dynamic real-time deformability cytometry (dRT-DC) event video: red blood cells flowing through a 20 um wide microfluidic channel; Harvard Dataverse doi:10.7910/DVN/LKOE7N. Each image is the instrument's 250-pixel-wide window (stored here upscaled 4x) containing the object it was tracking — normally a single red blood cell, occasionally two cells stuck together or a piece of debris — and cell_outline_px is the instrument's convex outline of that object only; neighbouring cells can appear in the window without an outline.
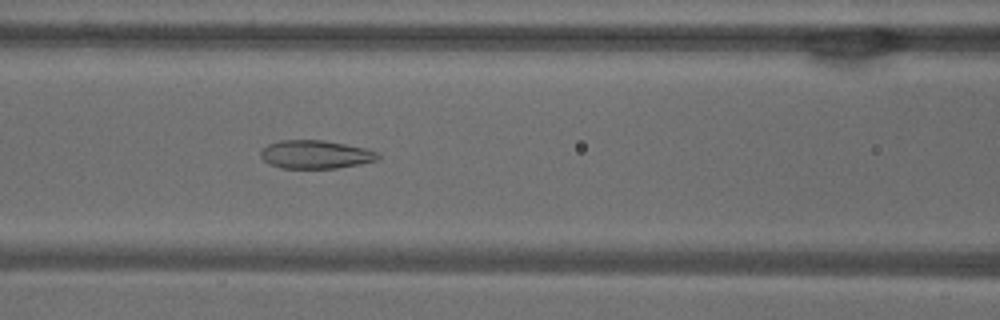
{"species": "common noctule bat (a hibernating species)", "species_latin": "Nyctalus noctula", "temperature_condition": "warm", "stored_images_in_passage": 52, "camera_frame_rate_fps": 3000, "um_per_image_px": 0.085, "animal": {"sex": "male", "body_mass_g": 18.8}, "frame": {"image": 1, "passage_image": 22, "time_ms": 7.0, "image_size_px": [1000, 320], "cell_outline_px": [[380, 156], [376, 160], [360, 164], [336, 168], [280, 168], [268, 164], [260, 156], [260, 148], [268, 144], [280, 140], [324, 140], [364, 148], [380, 152]], "centroid_in_image_um": [26.78, 13.13], "position_along_channel_um": 139.8, "area_um2": 19.48}}
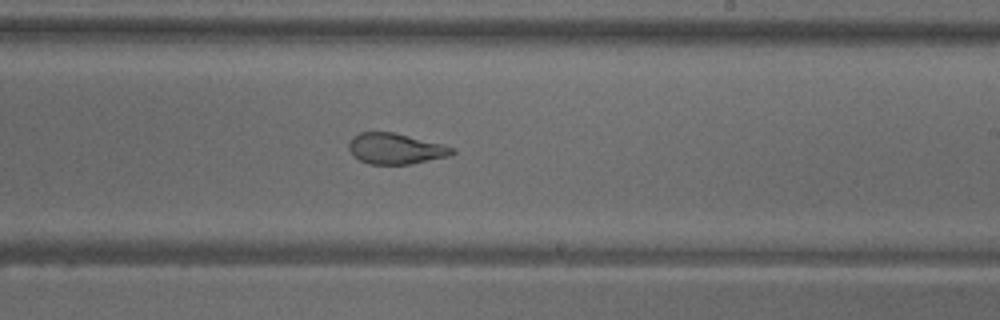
{"frame": {"image": 2, "passage_image": 31, "time_ms": 10.0, "image_size_px": [1000, 320], "cell_outline_px": [[456, 152], [448, 156], [412, 164], [368, 164], [360, 160], [348, 148], [348, 144], [352, 136], [360, 132], [396, 132], [444, 144], [456, 148]], "centroid_in_image_um": [33.66, 12.62], "position_along_channel_um": 255.3, "area_um2": 18.73}}
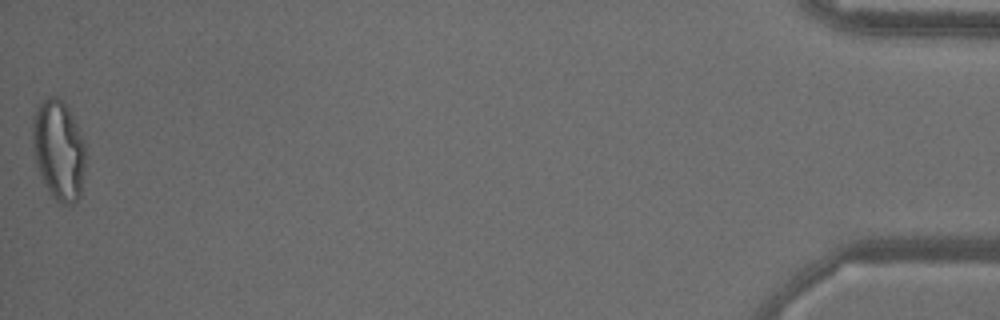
{"frame": {"image": 3, "passage_image": 52, "time_ms": 17.0, "image_size_px": [1000, 320], "cell_outline_px": [[88, 156], [80, 196], [72, 204], [60, 204], [48, 192], [44, 184], [36, 164], [32, 144], [32, 116], [36, 108], [48, 96], [56, 96], [68, 108], [72, 116], [84, 144]], "centroid_in_image_um": [4.99, 12.79], "position_along_channel_um": 430.2, "area_um2": 31.21}, "authors_computed_cell_mechanics": {"area_um2": 23.8714, "velocity_mm_per_s": 3.8591, "shape_relaxation_time_tau1_ms": null, "shape_relaxation_time_tau2_ms": 1.5177, "deformation_change_tau1": null, "deformation_change_tau2": 0.1041}}